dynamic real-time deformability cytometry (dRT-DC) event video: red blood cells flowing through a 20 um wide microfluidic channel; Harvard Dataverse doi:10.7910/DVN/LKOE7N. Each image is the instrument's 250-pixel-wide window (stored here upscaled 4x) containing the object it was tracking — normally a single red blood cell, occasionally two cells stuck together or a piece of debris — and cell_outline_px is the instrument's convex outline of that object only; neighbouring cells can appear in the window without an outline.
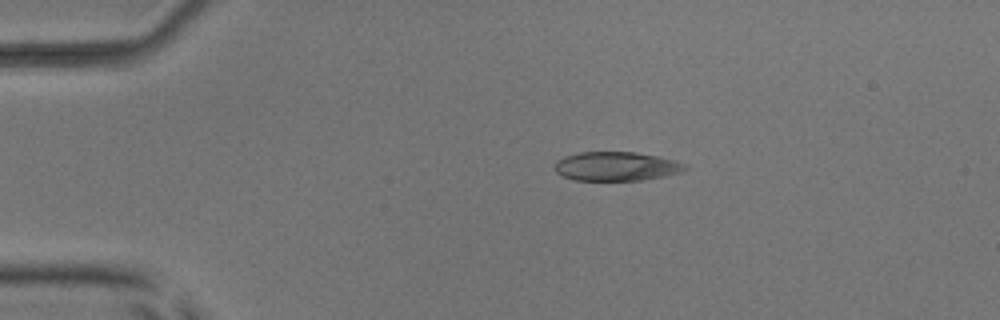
{"species": "common noctule bat (a hibernating species)", "species_latin": "Nyctalus noctula", "temperature_condition": "room temperature", "stored_images_in_passage": 43, "camera_frame_rate_fps": 3000, "um_per_image_px": 0.085, "animal": {"sex": "male", "body_mass_g": 17.9, "forearm_length_mm": 54.2}, "frame": {"image": 1, "passage_image": 1, "time_ms": 0.0, "image_size_px": [1000, 320], "cell_outline_px": [[688, 168], [680, 172], [664, 176], [640, 180], [576, 180], [564, 176], [556, 172], [556, 160], [564, 156], [580, 152], [636, 152], [656, 156], [672, 160], [684, 164]], "centroid_in_image_um": [52.36, 14.13], "position_along_channel_um": 32.6, "area_um2": 21.73}}
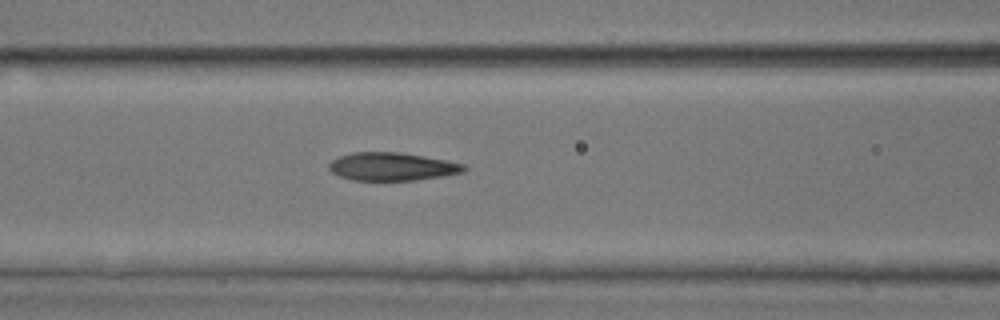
{"frame": {"image": 2, "passage_image": 13, "time_ms": 4.0, "image_size_px": [1000, 320], "cell_outline_px": [[468, 168], [464, 172], [444, 176], [416, 180], [352, 180], [340, 176], [332, 172], [328, 168], [328, 164], [332, 160], [340, 156], [352, 152], [400, 152], [448, 160], [464, 164]], "centroid_in_image_um": [33.35, 14.15], "position_along_channel_um": 133.2, "area_um2": 22.2}}
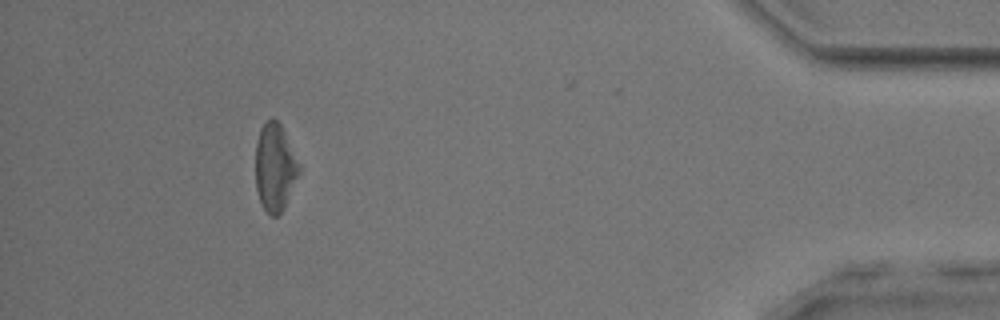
{"frame": {"image": 3, "passage_image": 39, "time_ms": 12.667, "image_size_px": [1000, 320], "cell_outline_px": [[300, 172], [284, 208], [276, 216], [272, 216], [264, 208], [260, 200], [256, 188], [256, 144], [260, 128], [272, 116], [280, 124], [284, 132], [300, 168]], "centroid_in_image_um": [23.36, 14.23], "position_along_channel_um": 411.8, "area_um2": 21.73}, "authors_computed_cell_mechanics": {"area_um2": 22.8888, "velocity_mm_per_s": 3.8732, "shape_relaxation_time_tau1_ms": 5.6258, "shape_relaxation_time_tau2_ms": 2.5476, "deformation_change_tau1": 0.1573, "deformation_change_tau2": 0.124}}